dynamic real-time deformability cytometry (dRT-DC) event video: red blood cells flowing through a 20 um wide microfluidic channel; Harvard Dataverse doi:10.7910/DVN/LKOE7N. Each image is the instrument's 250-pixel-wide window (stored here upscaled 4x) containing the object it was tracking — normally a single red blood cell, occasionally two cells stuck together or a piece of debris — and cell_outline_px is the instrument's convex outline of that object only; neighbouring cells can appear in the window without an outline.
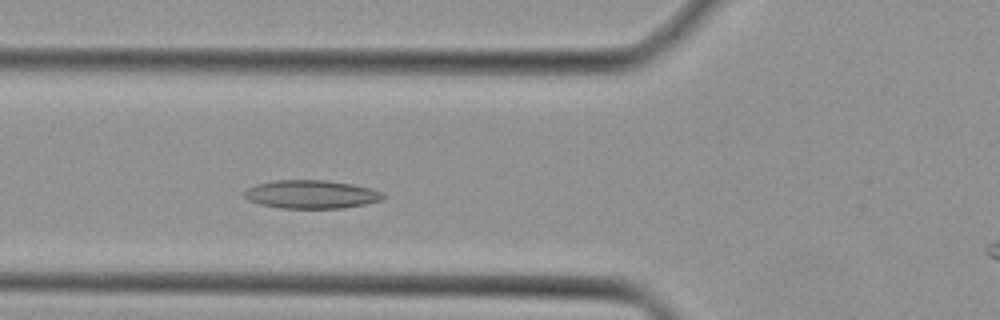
{"species": "Egyptian fruit bat (a non-hibernating species)", "species_latin": "Rousettus aegyptiacus", "temperature_condition": "cold", "stored_images_in_passage": 35, "camera_frame_rate_fps": 3000, "um_per_image_px": 0.085, "animal": {"sex": "female"}, "frame": {"image": 1, "passage_image": 11, "time_ms": 3.333, "image_size_px": [1000, 320], "cell_outline_px": [[384, 200], [344, 208], [280, 208], [260, 204], [248, 200], [244, 196], [244, 192], [248, 188], [256, 184], [272, 180], [324, 180], [352, 184], [372, 188], [384, 192]], "centroid_in_image_um": [26.48, 16.51], "position_along_channel_um": 99.3, "area_um2": 23.06}}
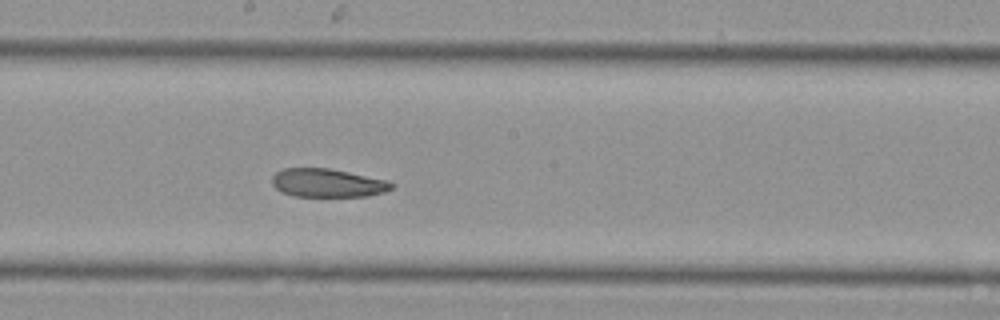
{"frame": {"image": 2, "passage_image": 19, "time_ms": 6.0, "image_size_px": [1000, 320], "cell_outline_px": [[396, 184], [392, 188], [384, 192], [368, 196], [292, 196], [276, 188], [272, 184], [272, 176], [276, 172], [284, 168], [328, 168], [388, 180]], "centroid_in_image_um": [27.86, 15.55], "position_along_channel_um": 220.3, "area_um2": 19.77}}
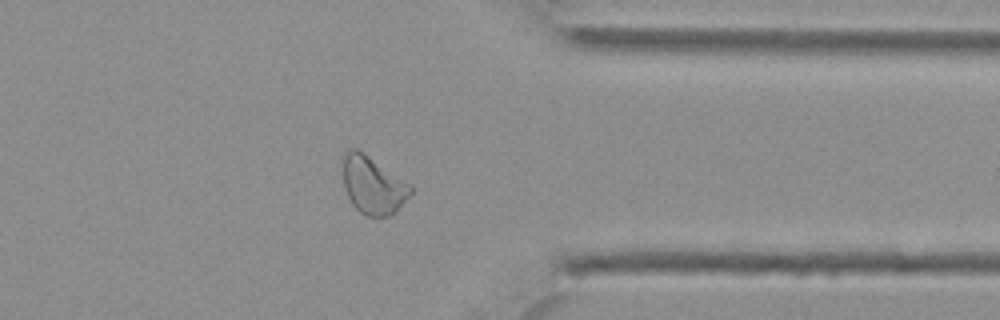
{"frame": {"image": 3, "passage_image": 30, "time_ms": 9.667, "image_size_px": [1000, 320], "cell_outline_px": [[412, 192], [396, 212], [392, 216], [368, 216], [360, 212], [352, 204], [348, 196], [344, 184], [344, 156], [348, 148], [356, 148], [412, 184]], "centroid_in_image_um": [31.74, 15.75], "position_along_channel_um": 379.7, "area_um2": 22.54}}